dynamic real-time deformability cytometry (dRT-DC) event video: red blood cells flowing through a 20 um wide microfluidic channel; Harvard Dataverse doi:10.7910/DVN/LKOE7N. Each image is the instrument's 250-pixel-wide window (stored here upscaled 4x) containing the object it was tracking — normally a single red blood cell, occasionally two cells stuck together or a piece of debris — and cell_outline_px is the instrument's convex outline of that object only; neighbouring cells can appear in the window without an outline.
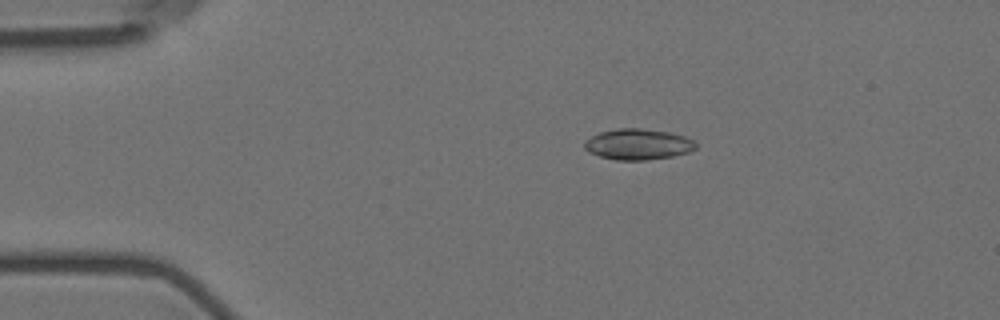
{"species": "Egyptian fruit bat (a non-hibernating species)", "species_latin": "Rousettus aegyptiacus", "temperature_condition": "room temperature", "stored_images_in_passage": 10, "camera_frame_rate_fps": 3000, "um_per_image_px": 0.085, "animal": {"sex": "female"}, "frame": {"image": 1, "passage_image": 2, "time_ms": 1.0, "image_size_px": [1000, 320], "cell_outline_px": [[696, 148], [688, 152], [672, 156], [648, 160], [616, 160], [600, 156], [588, 152], [584, 148], [584, 140], [600, 132], [616, 128], [640, 128], [668, 132], [684, 136], [692, 140], [696, 144]], "centroid_in_image_um": [54.19, 12.26], "position_along_channel_um": 30.8, "area_um2": 20.0}}
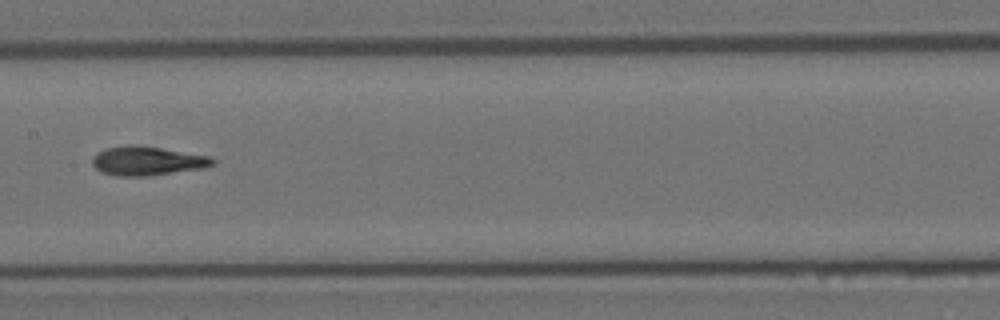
{"frame": {"image": 2, "passage_image": 7, "time_ms": 7.0, "image_size_px": [1000, 320], "cell_outline_px": [[216, 164], [204, 168], [148, 176], [116, 176], [100, 172], [92, 164], [92, 156], [96, 152], [108, 148], [128, 144], [136, 144], [208, 156], [216, 160]], "centroid_in_image_um": [12.48, 13.68], "position_along_channel_um": 194.9, "area_um2": 20.46}}
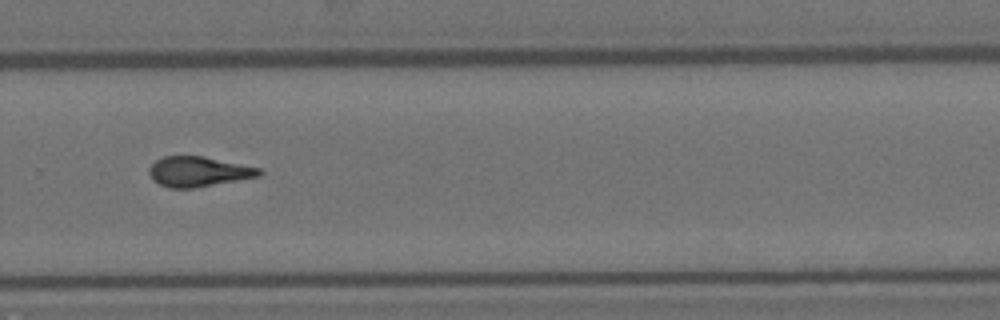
{"frame": {"image": 3, "passage_image": 10, "time_ms": 10.333, "image_size_px": [1000, 320], "cell_outline_px": [[264, 172], [260, 176], [192, 188], [168, 188], [152, 180], [148, 172], [148, 168], [156, 160], [164, 156], [204, 156], [260, 168]], "centroid_in_image_um": [16.84, 14.58], "position_along_channel_um": 313.0, "area_um2": 19.25}}